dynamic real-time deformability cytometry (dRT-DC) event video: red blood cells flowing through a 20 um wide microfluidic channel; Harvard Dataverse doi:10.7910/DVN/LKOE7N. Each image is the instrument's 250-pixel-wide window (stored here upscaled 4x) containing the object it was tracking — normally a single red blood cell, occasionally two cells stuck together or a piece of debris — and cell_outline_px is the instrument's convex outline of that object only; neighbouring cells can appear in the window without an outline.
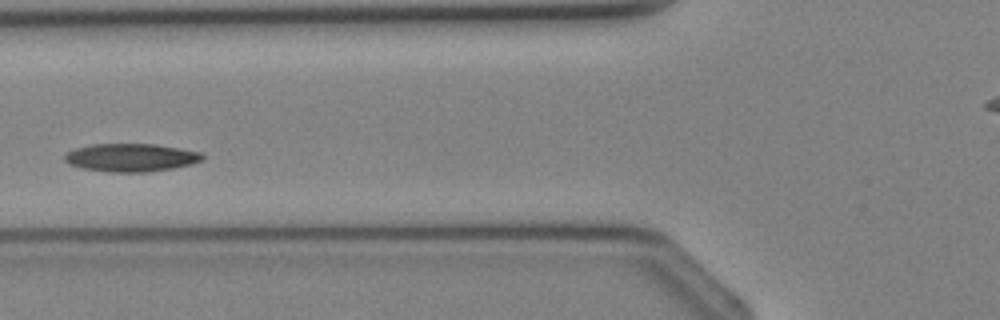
{"species": "Egyptian fruit bat (a non-hibernating species)", "species_latin": "Rousettus aegyptiacus", "temperature_condition": "cold", "stored_images_in_passage": 4, "camera_frame_rate_fps": 3000, "um_per_image_px": 0.085, "animal": {"sex": "female"}, "frame": {"image": 1, "passage_image": 4, "time_ms": 3.333, "image_size_px": [1000, 320], "cell_outline_px": [[204, 160], [192, 164], [172, 168], [144, 172], [108, 172], [84, 168], [68, 164], [64, 160], [64, 156], [68, 152], [76, 148], [92, 144], [156, 144], [180, 148], [200, 152], [204, 156]], "centroid_in_image_um": [11.15, 13.39], "position_along_channel_um": 114.7, "area_um2": 22.48}}